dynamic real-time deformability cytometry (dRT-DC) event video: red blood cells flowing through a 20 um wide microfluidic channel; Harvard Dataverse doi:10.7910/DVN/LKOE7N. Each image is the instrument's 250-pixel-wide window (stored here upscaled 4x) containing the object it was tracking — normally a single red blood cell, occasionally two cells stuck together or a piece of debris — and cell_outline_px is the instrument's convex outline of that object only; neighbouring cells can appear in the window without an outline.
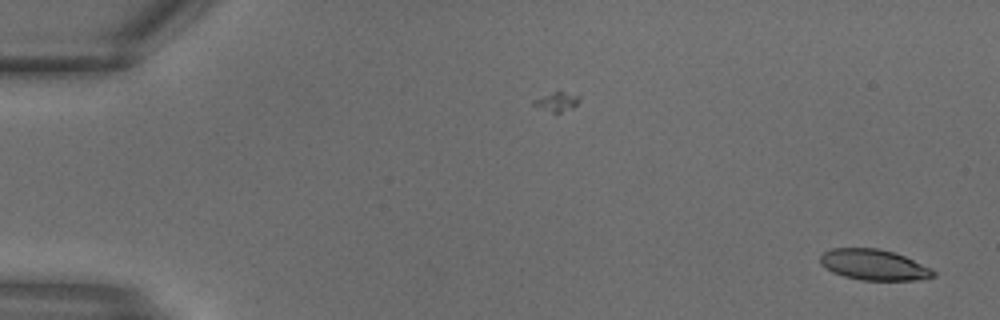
{"species": "common noctule bat (a hibernating species)", "species_latin": "Nyctalus noctula", "temperature_condition": "warm", "stored_images_in_passage": 10, "camera_frame_rate_fps": 3000, "um_per_image_px": 0.085, "animal": {"sex": "male", "body_mass_g": 18.8}, "frame": {"image": 1, "passage_image": 1, "time_ms": 0.0, "image_size_px": [1000, 320], "cell_outline_px": [[936, 276], [916, 280], [864, 280], [844, 276], [832, 272], [820, 264], [820, 256], [824, 252], [832, 248], [876, 248], [892, 252], [904, 256], [932, 268], [936, 272]], "centroid_in_image_um": [74.28, 22.51], "position_along_channel_um": 10.7, "area_um2": 20.17}}